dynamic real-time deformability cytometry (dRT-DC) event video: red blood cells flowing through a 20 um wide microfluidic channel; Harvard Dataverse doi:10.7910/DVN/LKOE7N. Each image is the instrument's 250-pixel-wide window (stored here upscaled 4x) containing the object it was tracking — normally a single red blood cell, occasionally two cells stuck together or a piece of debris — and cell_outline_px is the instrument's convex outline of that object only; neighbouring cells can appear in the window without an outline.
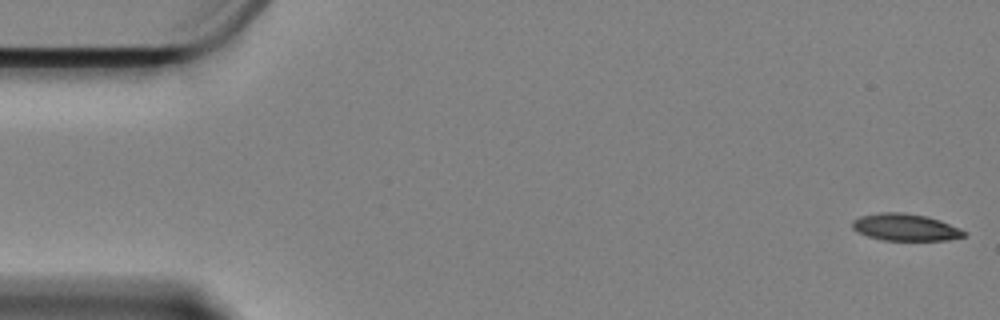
{"species": "Egyptian fruit bat (a non-hibernating species)", "species_latin": "Rousettus aegyptiacus", "temperature_condition": "cold", "stored_images_in_passage": 59, "camera_frame_rate_fps": 3000, "um_per_image_px": 0.085, "animal": {"sex": "female"}, "frame": {"image": 1, "passage_image": 1, "time_ms": 0.0, "image_size_px": [1000, 320], "cell_outline_px": [[968, 232], [964, 236], [948, 240], [884, 240], [868, 236], [852, 228], [852, 220], [860, 216], [880, 212], [904, 212], [928, 216], [940, 220], [960, 228]], "centroid_in_image_um": [76.98, 19.3], "position_along_channel_um": 8.0, "area_um2": 17.63}}
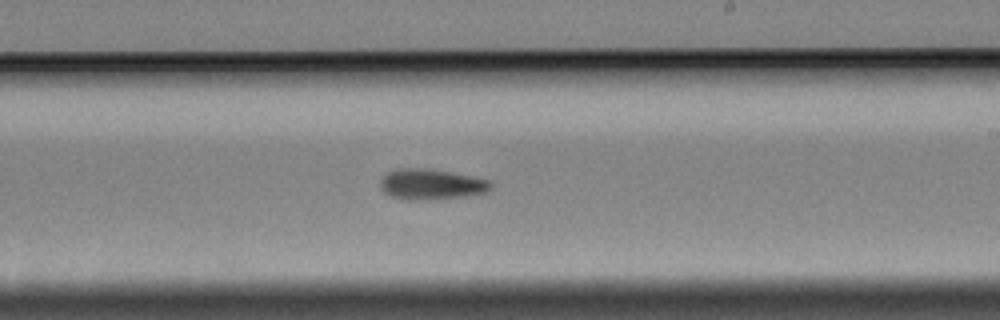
{"frame": {"image": 2, "passage_image": 34, "time_ms": 11.0, "image_size_px": [1000, 320], "cell_outline_px": [[492, 188], [488, 192], [468, 196], [428, 200], [404, 200], [392, 196], [384, 192], [380, 188], [380, 180], [388, 172], [396, 168], [428, 168], [452, 172], [492, 180]], "centroid_in_image_um": [36.69, 15.67], "position_along_channel_um": 252.3, "area_um2": 20.11}}
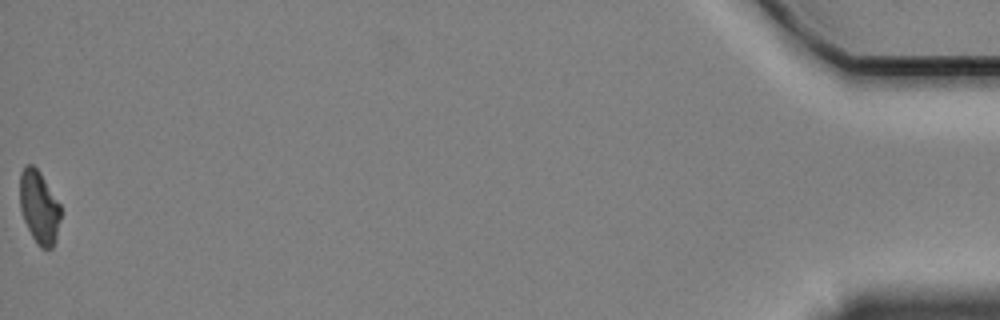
{"frame": {"image": 3, "passage_image": 59, "time_ms": 19.333, "image_size_px": [1000, 320], "cell_outline_px": [[60, 220], [56, 240], [52, 248], [40, 248], [36, 244], [24, 220], [20, 208], [20, 172], [24, 164], [32, 164], [40, 172], [60, 204]], "centroid_in_image_um": [3.32, 17.6], "position_along_channel_um": 431.9, "area_um2": 17.4}, "authors_computed_cell_mechanics": {"area_um2": 18.5538, "velocity_mm_per_s": 3.3539, "shape_relaxation_time_tau1_ms": 6.5071, "shape_relaxation_time_tau2_ms": null, "deformation_change_tau1": 0.1548, "deformation_change_tau2": null}}